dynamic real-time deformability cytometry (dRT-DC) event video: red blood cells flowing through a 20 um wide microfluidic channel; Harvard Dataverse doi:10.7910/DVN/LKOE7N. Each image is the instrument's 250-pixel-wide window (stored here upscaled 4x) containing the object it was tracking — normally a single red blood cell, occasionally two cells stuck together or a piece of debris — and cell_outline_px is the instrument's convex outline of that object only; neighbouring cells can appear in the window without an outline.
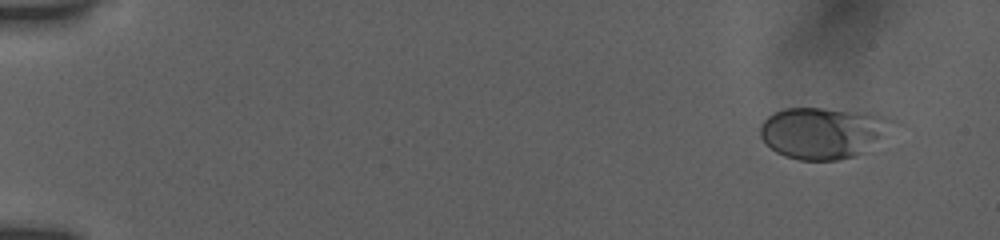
{"species": "human", "species_latin": "Homo sapiens", "temperature_condition": "room temperature", "stored_images_in_passage": 27, "camera_frame_rate_fps": 3000, "um_per_image_px": 0.085, "donor": {"sex": "female"}, "frame": {"image": 1, "passage_image": 2, "time_ms": 1.0, "image_size_px": [1000, 240], "cell_outline_px": [[876, 136], [852, 156], [836, 160], [800, 160], [784, 156], [776, 152], [760, 136], [760, 128], [764, 120], [768, 116], [784, 108], [820, 108], [872, 116], [876, 132]], "centroid_in_image_um": [69.46, 11.33], "position_along_channel_um": 15.5, "area_um2": 35.32}}
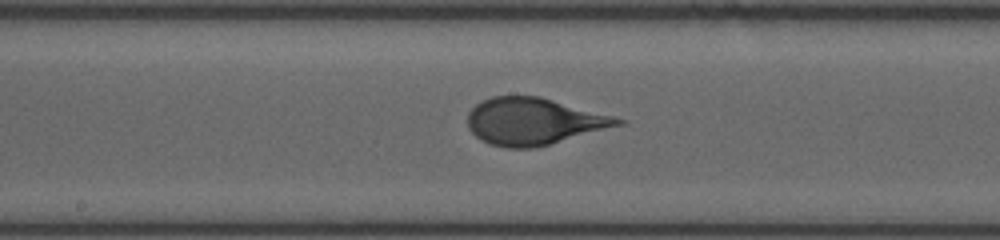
{"frame": {"image": 2, "passage_image": 12, "time_ms": 9.667, "image_size_px": [1000, 240], "cell_outline_px": [[628, 124], [536, 148], [504, 148], [488, 144], [480, 140], [468, 128], [468, 112], [476, 104], [492, 96], [540, 96], [628, 120]], "centroid_in_image_um": [45.41, 10.33], "position_along_channel_um": 202.8, "area_um2": 41.56}}
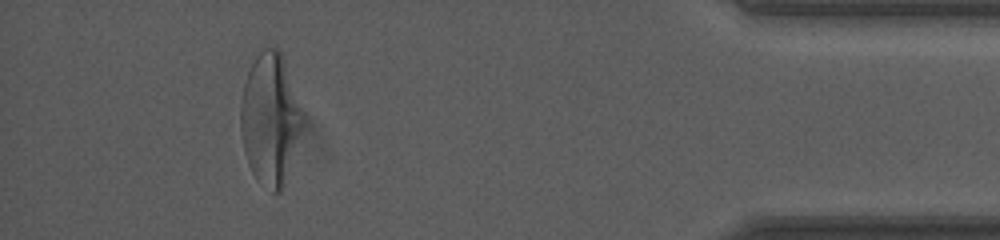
{"frame": {"image": 3, "passage_image": 24, "time_ms": 16.333, "image_size_px": [1000, 240], "cell_outline_px": [[304, 120], [280, 192], [272, 192], [256, 180], [248, 164], [244, 152], [240, 132], [240, 104], [244, 84], [248, 72], [256, 56], [264, 48], [280, 48], [304, 116]], "centroid_in_image_um": [22.93, 10.09], "position_along_channel_um": 412.3, "area_um2": 46.82}, "authors_computed_cell_mechanics": {"area_um2": 41.0958, "velocity_mm_per_s": 3.8549, "shape_relaxation_time_tau1_ms": 3.3103, "shape_relaxation_time_tau2_ms": null, "deformation_change_tau1": 0.1438, "deformation_change_tau2": null}}